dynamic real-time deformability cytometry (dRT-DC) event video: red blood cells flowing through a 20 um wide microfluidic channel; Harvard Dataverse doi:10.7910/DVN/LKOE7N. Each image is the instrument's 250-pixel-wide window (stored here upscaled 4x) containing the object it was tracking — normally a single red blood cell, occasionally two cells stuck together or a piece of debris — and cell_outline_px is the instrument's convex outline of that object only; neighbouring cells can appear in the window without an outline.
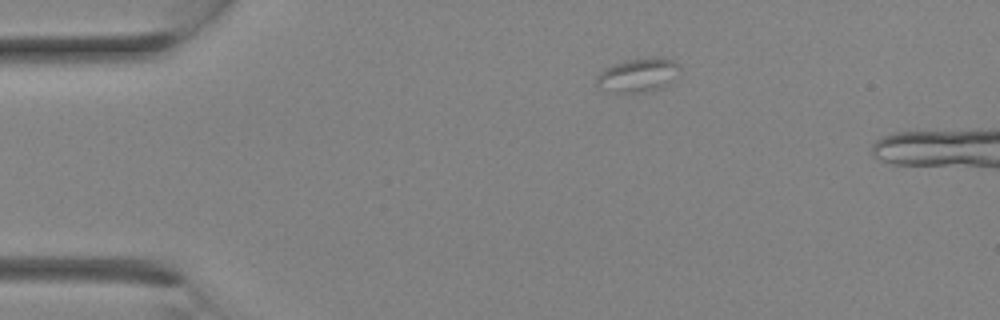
{"species": "Egyptian fruit bat (a non-hibernating species)", "species_latin": "Rousettus aegyptiacus", "temperature_condition": "room temperature", "stored_images_in_passage": 3, "camera_frame_rate_fps": 3000, "um_per_image_px": 0.085, "animal": {"sex": "female"}, "frame": {"image": 1, "passage_image": 1, "time_ms": 0.0, "image_size_px": [1000, 320], "cell_outline_px": [[680, 68], [668, 84], [664, 88], [644, 92], [616, 92], [596, 88], [596, 76], [604, 68], [628, 60], [672, 60], [680, 64]], "centroid_in_image_um": [54.17, 6.44], "position_along_channel_um": 30.8, "area_um2": 15.78}}